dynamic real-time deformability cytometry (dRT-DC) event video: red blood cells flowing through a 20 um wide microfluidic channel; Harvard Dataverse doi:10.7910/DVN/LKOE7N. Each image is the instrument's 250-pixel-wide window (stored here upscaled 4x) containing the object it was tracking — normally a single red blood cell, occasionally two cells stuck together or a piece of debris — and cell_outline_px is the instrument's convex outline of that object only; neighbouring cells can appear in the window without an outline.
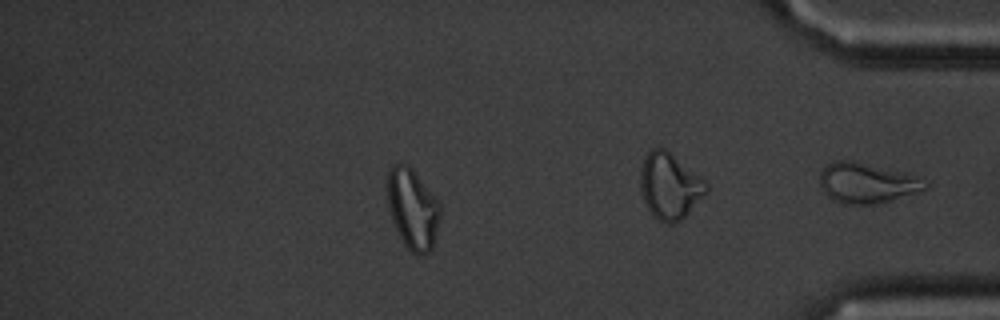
{"species": "common noctule bat (a hibernating species)", "species_latin": "Nyctalus noctula", "temperature_condition": "cold", "stored_images_in_passage": 50, "segment_of_instrument_passage": [2, 2], "camera_frame_rate_fps": 3000, "um_per_image_px": 0.085, "animal": {"sex": "male", "body_mass_g": 20.1, "forearm_length_mm": 53.5}, "frame": {"image": 1, "passage_image": 50, "time_ms": 16.333, "image_size_px": [1000, 320], "cell_outline_px": [[928, 188], [892, 200], [876, 204], [844, 204], [832, 200], [820, 188], [820, 172], [828, 164], [836, 160], [852, 160], [904, 172], [916, 176], [928, 184]], "centroid_in_image_um": [73.65, 15.55], "position_along_channel_um": 361.5, "area_um2": 24.68}}